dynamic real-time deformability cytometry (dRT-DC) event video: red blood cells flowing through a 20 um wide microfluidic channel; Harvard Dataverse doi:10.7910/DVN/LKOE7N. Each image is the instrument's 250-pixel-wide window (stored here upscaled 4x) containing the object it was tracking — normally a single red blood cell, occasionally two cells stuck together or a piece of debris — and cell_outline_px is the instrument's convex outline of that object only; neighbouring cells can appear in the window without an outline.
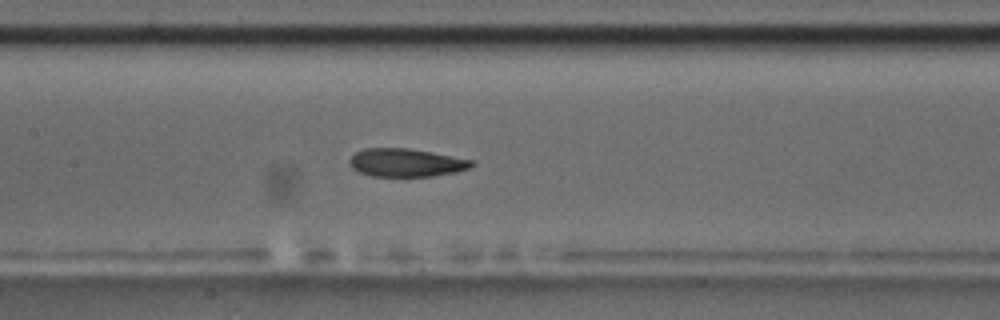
{"species": "common noctule bat (a hibernating species)", "species_latin": "Nyctalus noctula", "temperature_condition": "room temperature", "stored_images_in_passage": 50, "camera_frame_rate_fps": 3000, "um_per_image_px": 0.085, "animal": {"sex": "male", "body_mass_g": 17.5, "forearm_length_mm": 52.3}, "frame": {"image": 1, "passage_image": 22, "time_ms": 7.0, "image_size_px": [1000, 320], "cell_outline_px": [[476, 164], [468, 168], [456, 172], [432, 176], [372, 176], [360, 172], [352, 168], [348, 164], [348, 160], [356, 152], [364, 148], [408, 148], [476, 160]], "centroid_in_image_um": [34.53, 13.82], "position_along_channel_um": 172.9, "area_um2": 20.11}, "authors_computed_cell_mechanics": {"area_um2": 20.519, "velocity_mm_per_s": 3.7258, "shape_relaxation_time_tau1_ms": null, "shape_relaxation_time_tau2_ms": 2.5619, "deformation_change_tau1": null, "deformation_change_tau2": 0.0965}}